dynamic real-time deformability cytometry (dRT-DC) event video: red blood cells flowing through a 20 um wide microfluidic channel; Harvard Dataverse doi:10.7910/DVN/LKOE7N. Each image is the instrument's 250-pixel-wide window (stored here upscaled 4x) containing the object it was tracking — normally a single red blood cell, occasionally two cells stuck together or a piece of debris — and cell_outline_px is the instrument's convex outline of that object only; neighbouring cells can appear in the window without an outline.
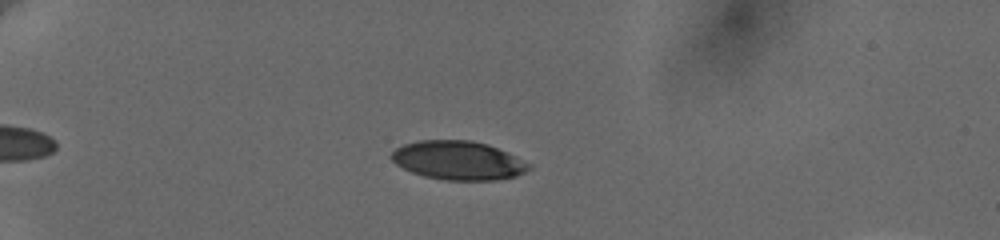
{"species": "human", "species_latin": "Homo sapiens", "temperature_condition": "cold", "stored_images_in_passage": 41, "camera_frame_rate_fps": 3000, "um_per_image_px": 0.085, "donor": {"sex": "female"}, "frame": {"image": 1, "passage_image": 8, "time_ms": 2.0, "image_size_px": [1000, 240], "cell_outline_px": [[532, 168], [516, 176], [496, 180], [444, 180], [424, 176], [412, 172], [396, 164], [388, 156], [396, 148], [404, 144], [420, 140], [472, 140], [488, 144], [508, 152], [532, 164]], "centroid_in_image_um": [38.97, 13.63], "position_along_channel_um": 46.0, "area_um2": 31.27}}
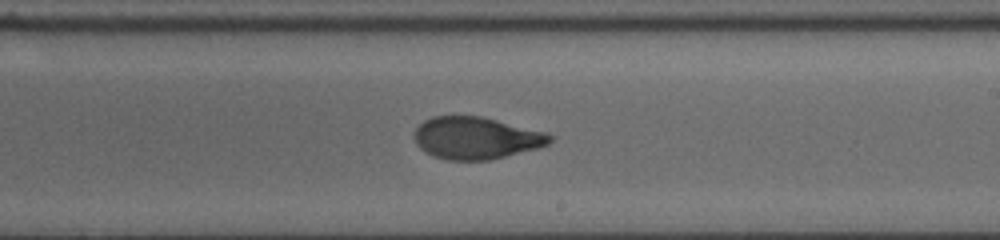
{"frame": {"image": 2, "passage_image": 26, "time_ms": 9.0, "image_size_px": [1000, 240], "cell_outline_px": [[556, 136], [548, 144], [540, 148], [488, 160], [448, 160], [432, 156], [424, 152], [416, 144], [416, 128], [424, 120], [432, 116], [480, 116], [548, 132]], "centroid_in_image_um": [40.51, 11.73], "position_along_channel_um": 248.5, "area_um2": 33.47}}
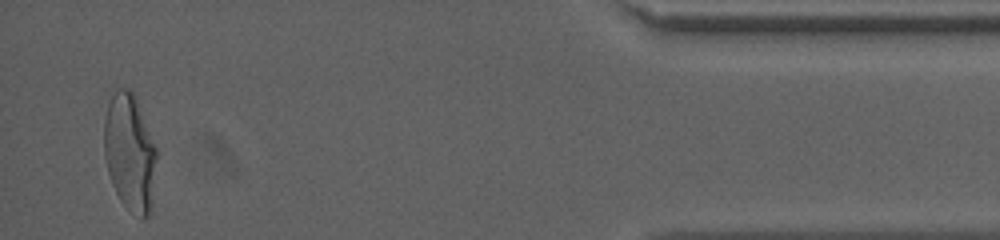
{"frame": {"image": 3, "passage_image": 41, "time_ms": 15.333, "image_size_px": [1000, 240], "cell_outline_px": [[156, 156], [152, 204], [148, 216], [144, 220], [140, 220], [120, 200], [112, 184], [108, 172], [104, 156], [104, 120], [108, 104], [116, 88], [128, 88], [136, 96], [156, 148]], "centroid_in_image_um": [11.03, 12.97], "position_along_channel_um": 424.2, "area_um2": 35.89}, "authors_computed_cell_mechanics": {"area_um2": 33.4662, "velocity_mm_per_s": 3.6355, "shape_relaxation_time_tau1_ms": 5.701, "shape_relaxation_time_tau2_ms": 1.4888, "deformation_change_tau1": 0.1921, "deformation_change_tau2": 0.0775}}